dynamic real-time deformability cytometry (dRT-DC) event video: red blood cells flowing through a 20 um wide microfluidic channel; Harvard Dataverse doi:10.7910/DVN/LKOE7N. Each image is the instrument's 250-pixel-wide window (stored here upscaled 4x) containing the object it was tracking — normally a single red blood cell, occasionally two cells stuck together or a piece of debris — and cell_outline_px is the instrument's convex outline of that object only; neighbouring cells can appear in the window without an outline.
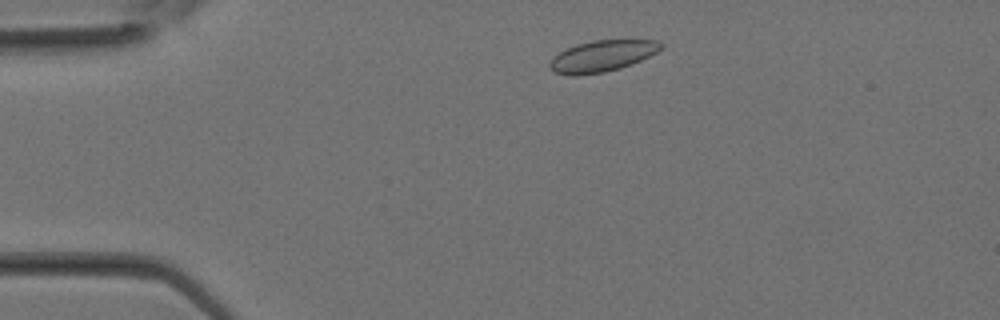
{"species": "Egyptian fruit bat (a non-hibernating species)", "species_latin": "Rousettus aegyptiacus", "temperature_condition": "room temperature", "stored_images_in_passage": 28, "camera_frame_rate_fps": 3000, "um_per_image_px": 0.085, "animal": {"sex": "female"}, "frame": {"image": 1, "passage_image": 2, "time_ms": 0.333, "image_size_px": [1000, 320], "cell_outline_px": [[664, 48], [632, 64], [620, 68], [604, 72], [576, 76], [572, 76], [552, 72], [548, 64], [552, 56], [576, 44], [592, 40], [656, 40], [664, 44]], "centroid_in_image_um": [51.15, 4.77], "position_along_channel_um": 33.9, "area_um2": 20.4}}
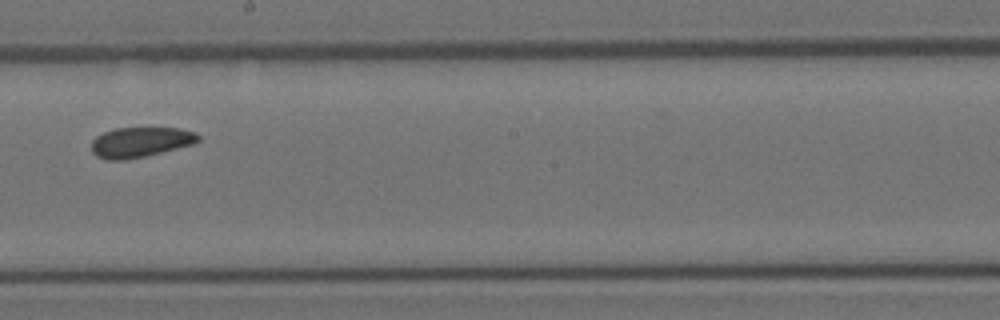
{"frame": {"image": 2, "passage_image": 14, "time_ms": 4.333, "image_size_px": [1000, 320], "cell_outline_px": [[200, 140], [196, 144], [144, 156], [124, 160], [104, 160], [96, 156], [92, 152], [92, 140], [96, 136], [104, 132], [116, 128], [180, 128], [196, 132], [200, 136]], "centroid_in_image_um": [11.95, 12.08], "position_along_channel_um": 236.2, "area_um2": 18.9}}
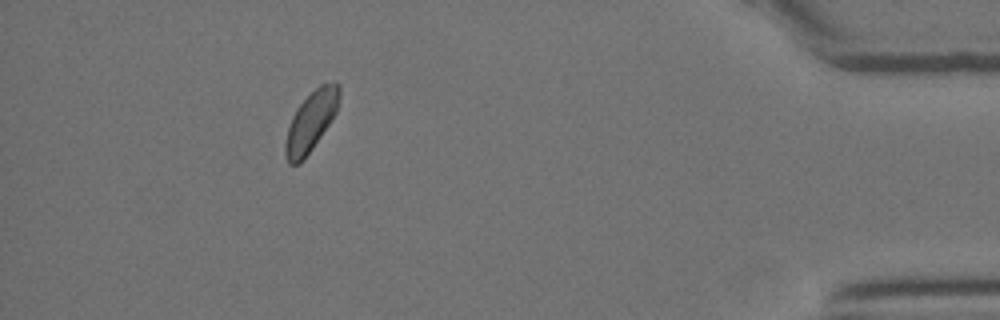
{"frame": {"image": 3, "passage_image": 25, "time_ms": 8.0, "image_size_px": [1000, 320], "cell_outline_px": [[340, 96], [336, 112], [304, 160], [300, 164], [288, 164], [284, 152], [284, 144], [288, 128], [292, 116], [296, 108], [320, 84], [340, 84]], "centroid_in_image_um": [26.4, 10.35], "position_along_channel_um": 408.8, "area_um2": 18.44}}